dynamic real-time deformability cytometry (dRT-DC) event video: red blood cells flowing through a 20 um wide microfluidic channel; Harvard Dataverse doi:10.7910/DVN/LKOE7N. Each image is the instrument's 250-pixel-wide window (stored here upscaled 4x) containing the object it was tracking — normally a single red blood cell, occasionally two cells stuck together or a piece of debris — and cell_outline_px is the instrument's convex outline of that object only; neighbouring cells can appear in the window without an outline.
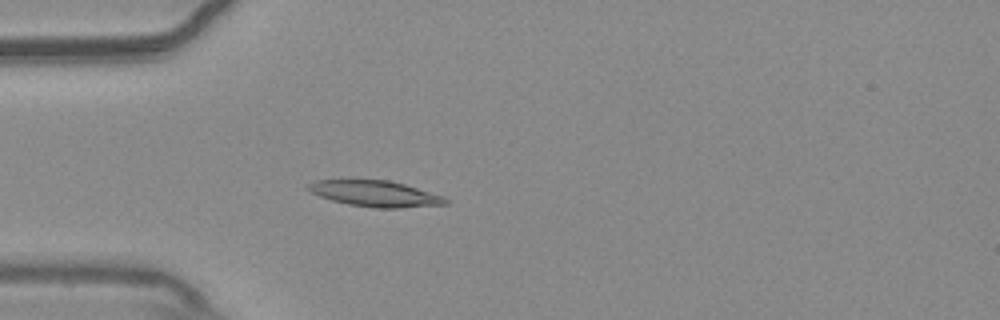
{"species": "common noctule bat (a hibernating species)", "species_latin": "Nyctalus noctula", "temperature_condition": "warm", "stored_images_in_passage": 54, "camera_frame_rate_fps": 3000, "um_per_image_px": 0.085, "animal": {"sex": "male", "body_mass_g": 20.4}, "frame": {"image": 1, "passage_image": 15, "time_ms": 4.667, "image_size_px": [1000, 320], "cell_outline_px": [[448, 204], [400, 208], [376, 208], [348, 204], [332, 200], [320, 196], [304, 188], [308, 184], [316, 180], [388, 180], [404, 184], [444, 196], [448, 200]], "centroid_in_image_um": [31.9, 16.46], "position_along_channel_um": 53.1, "area_um2": 20.69}}
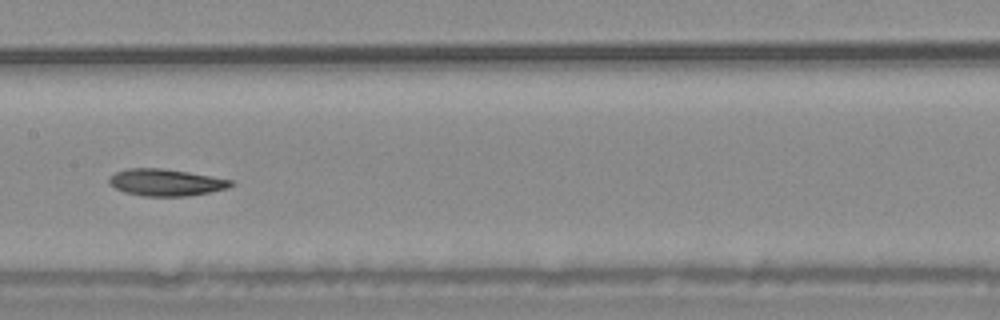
{"frame": {"image": 2, "passage_image": 27, "time_ms": 8.667, "image_size_px": [1000, 320], "cell_outline_px": [[236, 184], [228, 188], [188, 196], [144, 196], [124, 192], [108, 184], [108, 180], [116, 172], [128, 168], [160, 168], [188, 172], [232, 180]], "centroid_in_image_um": [14.1, 15.51], "position_along_channel_um": 193.3, "area_um2": 18.96}}
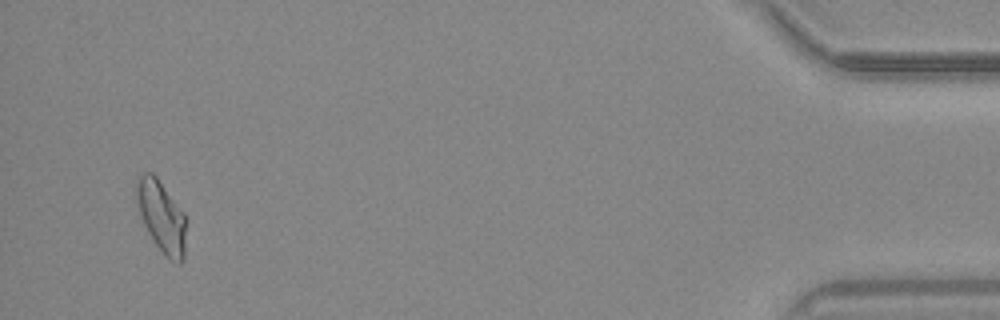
{"frame": {"image": 3, "passage_image": 52, "time_ms": 17.0, "image_size_px": [1000, 320], "cell_outline_px": [[184, 260], [180, 264], [168, 260], [164, 256], [148, 232], [144, 224], [136, 204], [136, 176], [144, 172], [152, 172], [156, 176], [184, 212]], "centroid_in_image_um": [13.69, 18.39], "position_along_channel_um": 421.5, "area_um2": 20.63}, "authors_computed_cell_mechanics": {"area_um2": 19.9121, "velocity_mm_per_s": 3.6832, "shape_relaxation_time_tau1_ms": 10.1127, "shape_relaxation_time_tau2_ms": null, "deformation_change_tau1": 0.1941, "deformation_change_tau2": null}}